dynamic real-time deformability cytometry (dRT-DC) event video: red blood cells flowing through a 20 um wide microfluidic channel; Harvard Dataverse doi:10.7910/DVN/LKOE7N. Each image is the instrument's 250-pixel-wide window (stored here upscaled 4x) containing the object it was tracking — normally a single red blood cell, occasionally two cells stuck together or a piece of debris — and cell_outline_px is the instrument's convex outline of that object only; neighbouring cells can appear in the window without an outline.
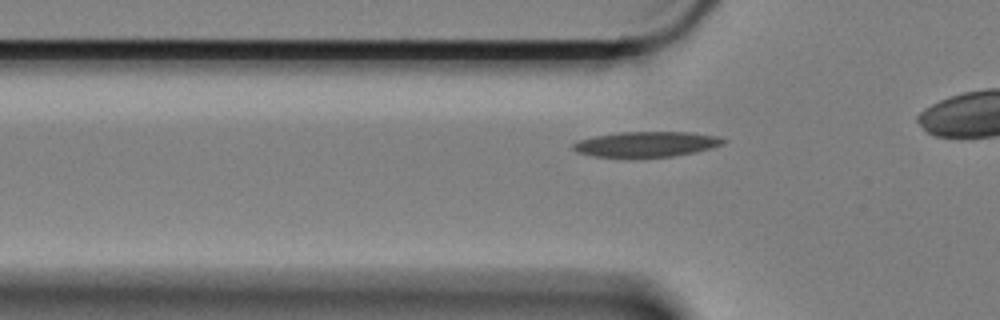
{"species": "Egyptian fruit bat (a non-hibernating species)", "species_latin": "Rousettus aegyptiacus", "temperature_condition": "cold", "stored_images_in_passage": 37, "camera_frame_rate_fps": 3000, "um_per_image_px": 0.085, "animal": {"sex": "female"}, "frame": {"image": 1, "passage_image": 8, "time_ms": 2.333, "image_size_px": [1000, 320], "cell_outline_px": [[728, 140], [724, 144], [712, 148], [696, 152], [672, 156], [592, 156], [576, 152], [572, 148], [572, 144], [580, 140], [596, 136], [620, 132], [692, 132], [716, 136]], "centroid_in_image_um": [54.99, 12.24], "position_along_channel_um": 70.8, "area_um2": 21.85}}
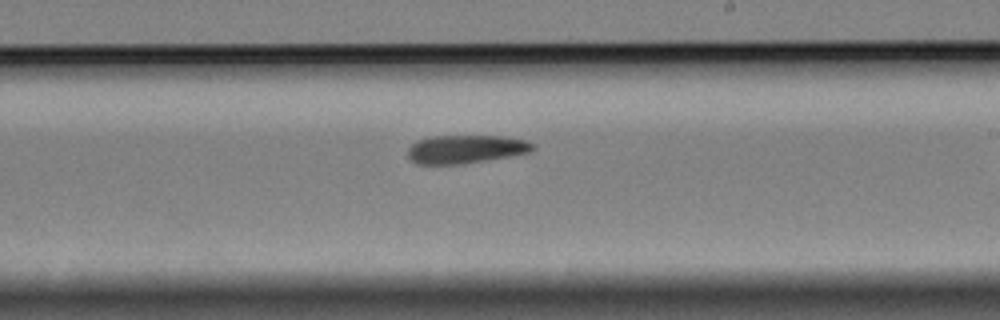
{"frame": {"image": 2, "passage_image": 24, "time_ms": 7.667, "image_size_px": [1000, 320], "cell_outline_px": [[536, 148], [532, 152], [512, 156], [464, 164], [416, 164], [408, 156], [408, 148], [416, 140], [432, 136], [504, 136], [524, 140], [536, 144]], "centroid_in_image_um": [39.63, 12.68], "position_along_channel_um": 249.4, "area_um2": 20.92}}
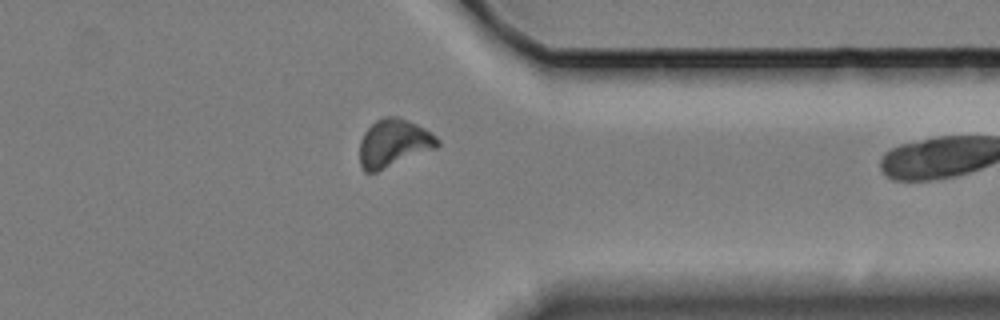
{"frame": {"image": 3, "passage_image": 36, "time_ms": 11.667, "image_size_px": [1000, 320], "cell_outline_px": [[440, 144], [436, 148], [376, 172], [364, 172], [360, 164], [360, 140], [364, 132], [376, 120], [384, 116], [396, 116], [408, 120], [424, 128], [436, 136], [440, 140]], "centroid_in_image_um": [33.45, 12.16], "position_along_channel_um": 377.9, "area_um2": 21.62}}